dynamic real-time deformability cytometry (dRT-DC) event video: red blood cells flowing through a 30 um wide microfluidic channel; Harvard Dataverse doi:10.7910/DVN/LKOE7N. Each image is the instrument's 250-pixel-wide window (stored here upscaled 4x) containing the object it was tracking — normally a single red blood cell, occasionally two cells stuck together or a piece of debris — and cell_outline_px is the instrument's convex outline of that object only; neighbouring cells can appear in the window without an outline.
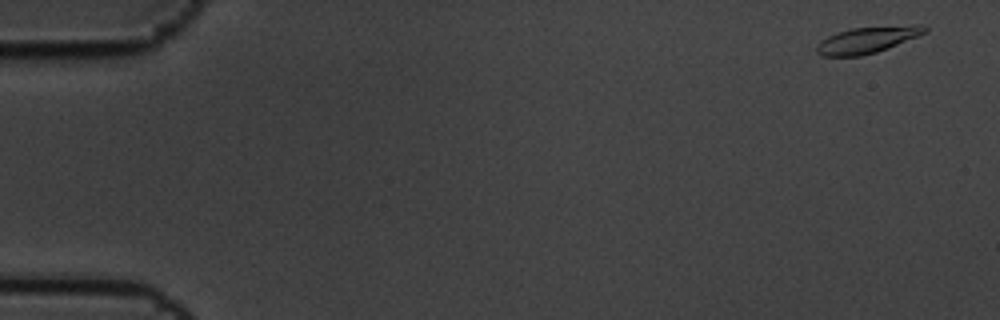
{"species": "common noctule bat (a hibernating species)", "species_latin": "Nyctalus noctula", "temperature_condition": "cold", "stored_images_in_passage": 5, "camera_frame_rate_fps": 3000, "um_per_image_px": 0.085, "animal": {"sex": "male", "body_mass_g": 19.5, "forearm_length_mm": 54.6}, "frame": {"image": 1, "passage_image": 1, "time_ms": 0.0, "image_size_px": [1000, 320], "cell_outline_px": [[928, 32], [888, 48], [876, 52], [860, 56], [824, 56], [816, 52], [816, 44], [820, 40], [828, 36], [852, 28], [916, 24], [920, 24], [928, 28]], "centroid_in_image_um": [73.74, 3.38], "position_along_channel_um": 11.3, "area_um2": 16.65}}
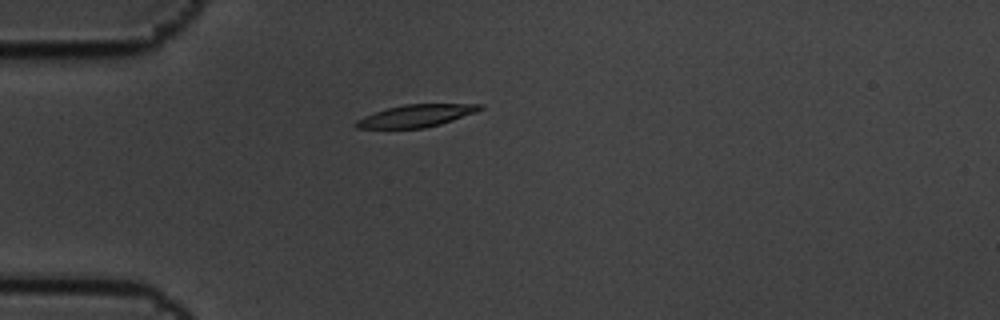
{"frame": {"image": 2, "passage_image": 5, "time_ms": 1.333, "image_size_px": [1000, 320], "cell_outline_px": [[484, 108], [476, 112], [440, 124], [424, 128], [356, 128], [352, 124], [356, 120], [364, 116], [388, 108], [404, 104], [484, 104]], "centroid_in_image_um": [35.37, 9.84], "position_along_channel_um": 49.6, "area_um2": 16.01}}